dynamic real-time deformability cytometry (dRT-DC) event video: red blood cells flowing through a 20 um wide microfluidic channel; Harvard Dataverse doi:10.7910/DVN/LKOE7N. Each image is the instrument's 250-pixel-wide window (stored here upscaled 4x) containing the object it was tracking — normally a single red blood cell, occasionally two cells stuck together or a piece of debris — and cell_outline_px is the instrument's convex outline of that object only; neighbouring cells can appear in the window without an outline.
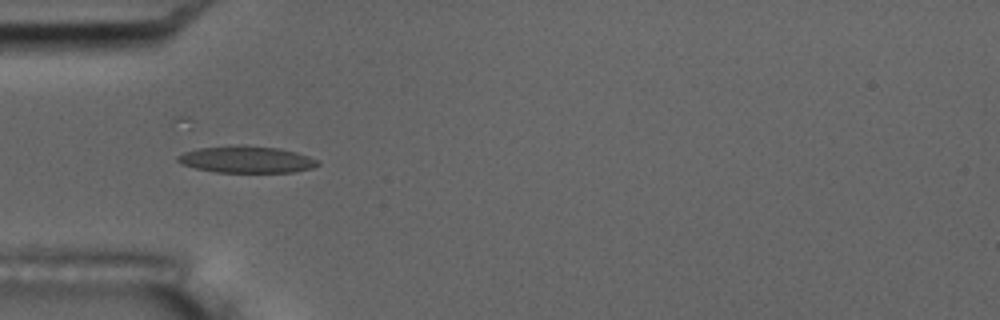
{"species": "common noctule bat (a hibernating species)", "species_latin": "Nyctalus noctula", "temperature_condition": "room temperature", "stored_images_in_passage": 6, "camera_frame_rate_fps": 3000, "um_per_image_px": 0.085, "animal": {"sex": "male", "body_mass_g": 17.5, "forearm_length_mm": 52.3}, "frame": {"image": 1, "passage_image": 5, "time_ms": 4.667, "image_size_px": [1000, 320], "cell_outline_px": [[320, 164], [312, 168], [292, 172], [216, 172], [196, 168], [180, 164], [176, 160], [176, 156], [184, 152], [200, 148], [244, 144], [280, 148], [296, 152], [320, 160]], "centroid_in_image_um": [20.96, 13.55], "position_along_channel_um": 64.0, "area_um2": 22.02}}